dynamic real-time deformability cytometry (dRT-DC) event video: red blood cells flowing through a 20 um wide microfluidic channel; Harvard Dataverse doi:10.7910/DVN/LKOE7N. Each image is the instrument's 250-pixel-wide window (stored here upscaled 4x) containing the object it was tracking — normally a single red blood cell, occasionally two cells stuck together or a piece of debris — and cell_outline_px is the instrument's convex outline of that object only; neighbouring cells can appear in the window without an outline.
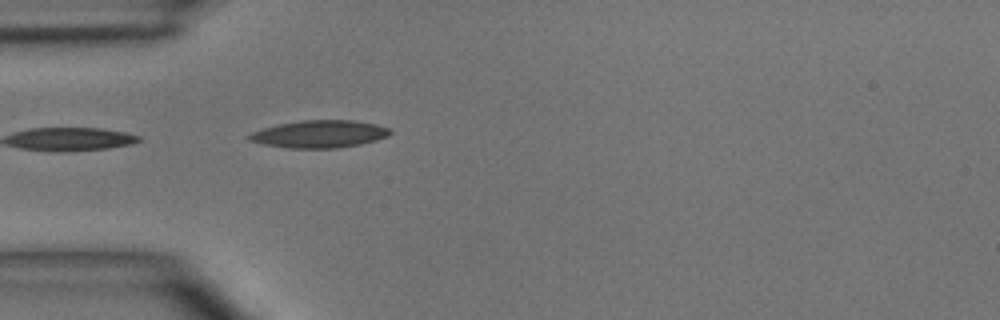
{"species": "common noctule bat (a hibernating species)", "species_latin": "Nyctalus noctula", "temperature_condition": "room temperature", "stored_images_in_passage": 1, "camera_frame_rate_fps": 3000, "um_per_image_px": 0.085, "animal": {"sex": "male", "body_mass_g": 15.6}, "frame": {"image": 1, "passage_image": 1, "time_ms": 0.0, "image_size_px": [1000, 320], "cell_outline_px": [[392, 132], [388, 136], [376, 140], [360, 144], [336, 148], [288, 148], [264, 144], [248, 140], [244, 136], [252, 132], [276, 124], [300, 120], [356, 120], [376, 124], [392, 128]], "centroid_in_image_um": [27.15, 11.38], "position_along_channel_um": 57.8, "area_um2": 22.77}}